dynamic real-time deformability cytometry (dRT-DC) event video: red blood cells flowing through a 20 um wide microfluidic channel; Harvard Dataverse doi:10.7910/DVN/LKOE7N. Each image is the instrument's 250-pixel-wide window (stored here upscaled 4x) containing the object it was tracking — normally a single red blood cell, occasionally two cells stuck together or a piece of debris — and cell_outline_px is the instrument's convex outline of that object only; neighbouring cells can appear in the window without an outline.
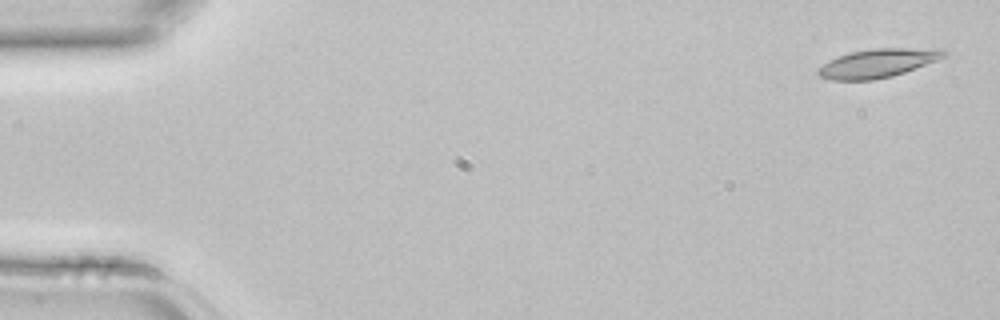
{"species": "common noctule bat (a hibernating species)", "species_latin": "Nyctalus noctula", "temperature_condition": "room temperature", "stored_images_in_passage": 4, "camera_frame_rate_fps": 3000, "um_per_image_px": 0.085, "animal": {"sex": "female", "body_mass_g": 22.7, "forearm_length_mm": 54.2}, "frame": {"image": 1, "passage_image": 1, "time_ms": 0.0, "image_size_px": [1000, 320], "cell_outline_px": [[948, 56], [904, 72], [892, 76], [872, 80], [832, 80], [820, 76], [816, 72], [816, 68], [828, 60], [852, 52], [872, 48], [944, 48], [948, 52]], "centroid_in_image_um": [74.64, 5.36], "position_along_channel_um": 10.4, "area_um2": 21.15}}
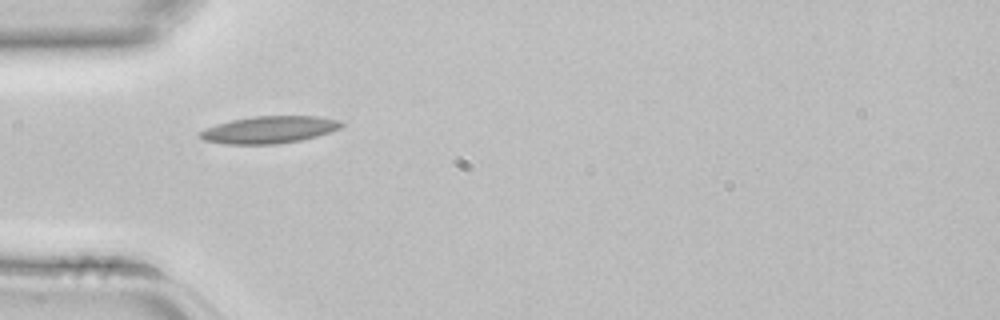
{"frame": {"image": 2, "passage_image": 4, "time_ms": 1.0, "image_size_px": [1000, 320], "cell_outline_px": [[344, 124], [340, 128], [332, 132], [300, 140], [276, 144], [228, 144], [204, 140], [196, 132], [204, 128], [216, 124], [232, 120], [252, 116], [316, 116], [340, 120]], "centroid_in_image_um": [22.88, 11.02], "position_along_channel_um": 62.1, "area_um2": 22.43}}